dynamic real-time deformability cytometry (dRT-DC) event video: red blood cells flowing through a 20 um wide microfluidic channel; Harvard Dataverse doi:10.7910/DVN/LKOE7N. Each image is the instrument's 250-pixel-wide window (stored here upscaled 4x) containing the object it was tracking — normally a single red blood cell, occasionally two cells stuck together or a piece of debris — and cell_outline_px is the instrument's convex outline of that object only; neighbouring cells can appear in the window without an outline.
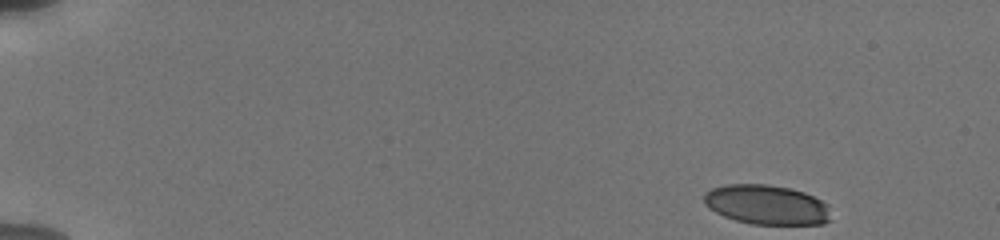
{"species": "human", "species_latin": "Homo sapiens", "temperature_condition": "cold", "stored_images_in_passage": 37, "camera_frame_rate_fps": 3000, "um_per_image_px": 0.085, "donor": {"sex": "male"}, "frame": {"image": 1, "passage_image": 1, "time_ms": 0.0, "image_size_px": [1000, 240], "cell_outline_px": [[832, 220], [824, 224], [752, 224], [736, 220], [724, 216], [708, 208], [704, 204], [704, 192], [712, 188], [724, 184], [768, 184], [788, 188], [804, 192], [828, 204]], "centroid_in_image_um": [65.16, 17.4], "position_along_channel_um": 19.8, "area_um2": 29.48}}
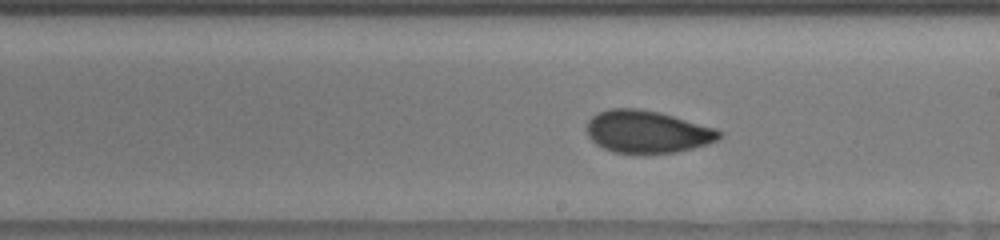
{"frame": {"image": 2, "passage_image": 23, "time_ms": 9.333, "image_size_px": [1000, 240], "cell_outline_px": [[724, 136], [708, 144], [676, 152], [616, 152], [604, 148], [596, 144], [588, 136], [588, 120], [592, 116], [600, 112], [612, 108], [636, 108], [660, 112], [716, 128], [724, 132]], "centroid_in_image_um": [55.06, 11.18], "position_along_channel_um": 233.9, "area_um2": 32.43}}
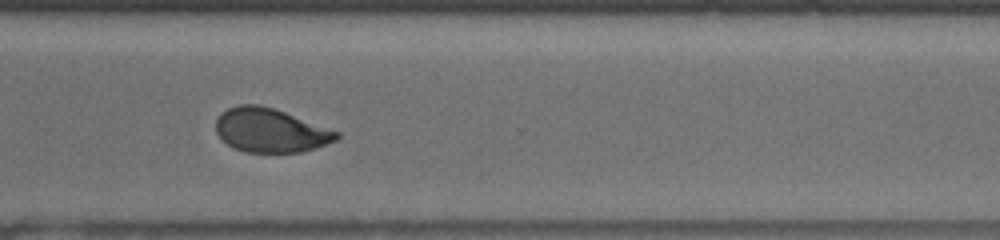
{"frame": {"image": 3, "passage_image": 36, "time_ms": 12.333, "image_size_px": [1000, 240], "cell_outline_px": [[340, 136], [336, 140], [316, 148], [300, 152], [244, 152], [228, 144], [216, 132], [216, 120], [220, 112], [228, 108], [240, 104], [256, 104], [272, 108], [284, 112], [340, 132]], "centroid_in_image_um": [22.98, 11.08], "position_along_channel_um": 347.6, "area_um2": 30.63}}